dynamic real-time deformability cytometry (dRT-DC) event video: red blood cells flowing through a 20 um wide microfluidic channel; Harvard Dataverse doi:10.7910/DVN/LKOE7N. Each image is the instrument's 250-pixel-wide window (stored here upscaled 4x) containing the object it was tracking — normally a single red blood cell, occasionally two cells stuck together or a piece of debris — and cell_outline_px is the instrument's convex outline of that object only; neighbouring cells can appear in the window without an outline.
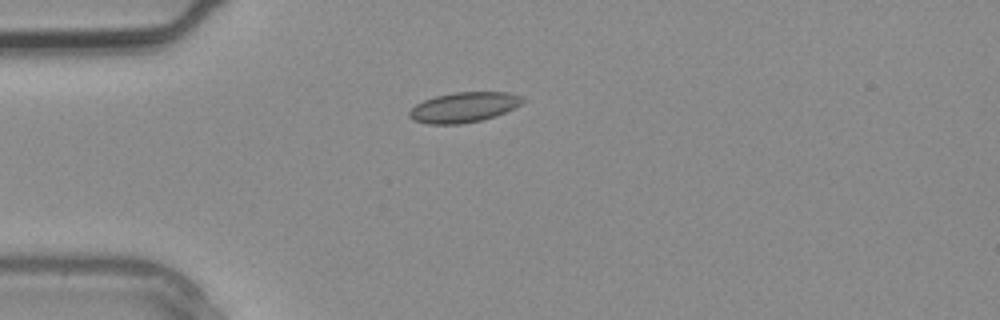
{"species": "common noctule bat (a hibernating species)", "species_latin": "Nyctalus noctula", "temperature_condition": "warm", "stored_images_in_passage": 1, "camera_frame_rate_fps": 3000, "um_per_image_px": 0.085, "animal": {"sex": "male", "body_mass_g": 20.4}, "frame": {"image": 1, "passage_image": 1, "time_ms": 0.0, "image_size_px": [1000, 320], "cell_outline_px": [[524, 100], [520, 104], [496, 116], [484, 120], [460, 124], [428, 124], [412, 120], [408, 116], [408, 112], [416, 104], [424, 100], [436, 96], [456, 92], [508, 92], [520, 96]], "centroid_in_image_um": [39.38, 9.13], "position_along_channel_um": 45.6, "area_um2": 19.83}}